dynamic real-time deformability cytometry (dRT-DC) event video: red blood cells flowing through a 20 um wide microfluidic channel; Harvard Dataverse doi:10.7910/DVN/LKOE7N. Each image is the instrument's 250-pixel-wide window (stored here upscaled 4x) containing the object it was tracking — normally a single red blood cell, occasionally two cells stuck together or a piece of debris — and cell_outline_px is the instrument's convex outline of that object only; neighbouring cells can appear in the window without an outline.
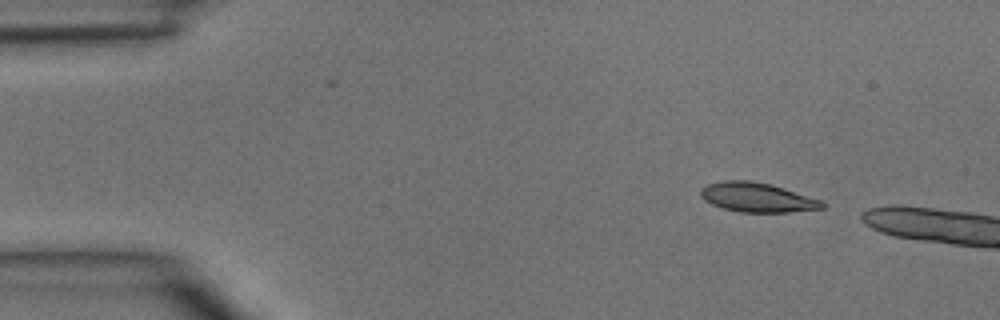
{"species": "common noctule bat (a hibernating species)", "species_latin": "Nyctalus noctula", "temperature_condition": "room temperature", "stored_images_in_passage": 2, "camera_frame_rate_fps": 3000, "um_per_image_px": 0.085, "animal": {"sex": "male", "body_mass_g": 15.6}, "frame": {"image": 1, "passage_image": 2, "time_ms": 0.333, "image_size_px": [1000, 320], "cell_outline_px": [[828, 204], [824, 208], [788, 212], [740, 212], [724, 208], [712, 204], [704, 200], [700, 196], [700, 188], [708, 184], [724, 180], [748, 180], [768, 184], [784, 188], [820, 200]], "centroid_in_image_um": [64.34, 16.78], "position_along_channel_um": 20.7, "area_um2": 20.69}}